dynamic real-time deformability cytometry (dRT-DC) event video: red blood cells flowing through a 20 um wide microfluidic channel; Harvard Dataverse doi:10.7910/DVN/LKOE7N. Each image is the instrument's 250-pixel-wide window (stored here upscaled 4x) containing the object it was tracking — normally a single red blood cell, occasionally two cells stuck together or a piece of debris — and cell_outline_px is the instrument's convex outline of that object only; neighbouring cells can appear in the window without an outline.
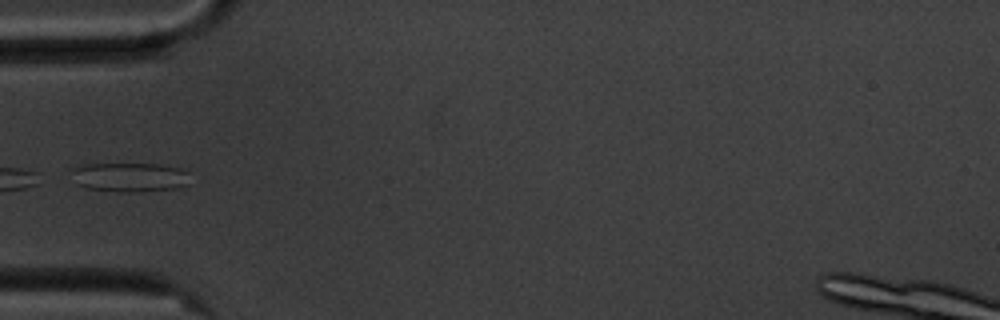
{"species": "common noctule bat (a hibernating species)", "species_latin": "Nyctalus noctula", "temperature_condition": "cold", "stored_images_in_passage": 5, "camera_frame_rate_fps": 3000, "um_per_image_px": 0.085, "animal": {"sex": "male", "body_mass_g": 20.1, "forearm_length_mm": 53.5}, "frame": {"image": 1, "passage_image": 4, "time_ms": 4.0, "image_size_px": [1000, 320], "cell_outline_px": [[188, 184], [180, 188], [140, 192], [120, 192], [88, 188], [76, 184], [68, 168], [84, 164], [160, 164], [180, 168], [188, 172]], "centroid_in_image_um": [11.0, 15.06], "position_along_channel_um": 74.0, "area_um2": 20.58}}